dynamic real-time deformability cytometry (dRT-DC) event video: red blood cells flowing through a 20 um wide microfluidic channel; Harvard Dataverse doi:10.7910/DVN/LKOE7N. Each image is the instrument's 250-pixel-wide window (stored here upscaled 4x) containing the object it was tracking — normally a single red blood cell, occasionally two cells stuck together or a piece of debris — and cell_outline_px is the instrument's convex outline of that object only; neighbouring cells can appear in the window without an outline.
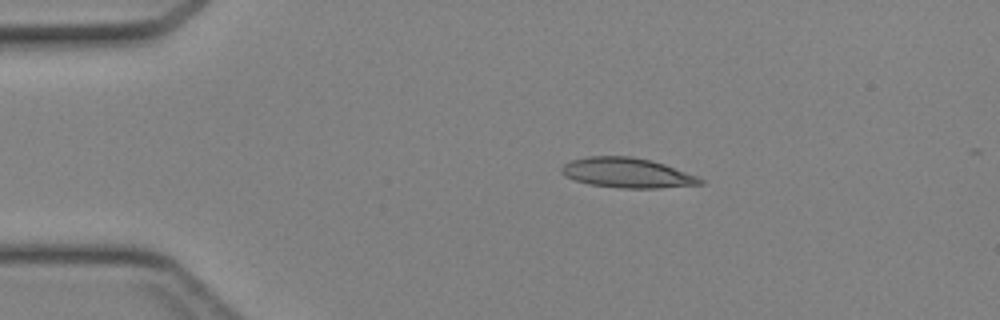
{"species": "Egyptian fruit bat (a non-hibernating species)", "species_latin": "Rousettus aegyptiacus", "temperature_condition": "cold", "stored_images_in_passage": 3, "camera_frame_rate_fps": 3000, "um_per_image_px": 0.085, "animal": {"sex": "female"}, "frame": {"image": 1, "passage_image": 2, "time_ms": 0.333, "image_size_px": [1000, 320], "cell_outline_px": [[704, 184], [660, 188], [620, 188], [588, 184], [564, 176], [560, 172], [560, 168], [564, 164], [572, 160], [588, 156], [628, 156], [652, 160], [664, 164], [696, 176], [704, 180]], "centroid_in_image_um": [53.28, 14.69], "position_along_channel_um": 31.7, "area_um2": 24.16}}